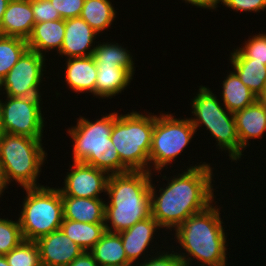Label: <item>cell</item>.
<instances>
[{
    "label": "cell",
    "instance_id": "cell-32",
    "mask_svg": "<svg viewBox=\"0 0 266 266\" xmlns=\"http://www.w3.org/2000/svg\"><path fill=\"white\" fill-rule=\"evenodd\" d=\"M24 240L18 219L0 218V255L8 254Z\"/></svg>",
    "mask_w": 266,
    "mask_h": 266
},
{
    "label": "cell",
    "instance_id": "cell-33",
    "mask_svg": "<svg viewBox=\"0 0 266 266\" xmlns=\"http://www.w3.org/2000/svg\"><path fill=\"white\" fill-rule=\"evenodd\" d=\"M175 246L172 245L171 248H166L170 249L172 251H166L163 250L164 246L160 247L161 249L153 254L152 256L148 257L142 262L137 263L135 266H187V264L178 256L176 251H174Z\"/></svg>",
    "mask_w": 266,
    "mask_h": 266
},
{
    "label": "cell",
    "instance_id": "cell-16",
    "mask_svg": "<svg viewBox=\"0 0 266 266\" xmlns=\"http://www.w3.org/2000/svg\"><path fill=\"white\" fill-rule=\"evenodd\" d=\"M240 146L245 150L251 139L263 137L266 131V103L257 99L253 104L234 113Z\"/></svg>",
    "mask_w": 266,
    "mask_h": 266
},
{
    "label": "cell",
    "instance_id": "cell-3",
    "mask_svg": "<svg viewBox=\"0 0 266 266\" xmlns=\"http://www.w3.org/2000/svg\"><path fill=\"white\" fill-rule=\"evenodd\" d=\"M152 174L128 171L109 175L106 186L108 201L105 202L106 231L120 233L151 216Z\"/></svg>",
    "mask_w": 266,
    "mask_h": 266
},
{
    "label": "cell",
    "instance_id": "cell-34",
    "mask_svg": "<svg viewBox=\"0 0 266 266\" xmlns=\"http://www.w3.org/2000/svg\"><path fill=\"white\" fill-rule=\"evenodd\" d=\"M35 23L62 19L50 0H31Z\"/></svg>",
    "mask_w": 266,
    "mask_h": 266
},
{
    "label": "cell",
    "instance_id": "cell-11",
    "mask_svg": "<svg viewBox=\"0 0 266 266\" xmlns=\"http://www.w3.org/2000/svg\"><path fill=\"white\" fill-rule=\"evenodd\" d=\"M69 167L63 187L58 186L61 196L101 198L99 194L106 193L109 175L105 171L81 162H73Z\"/></svg>",
    "mask_w": 266,
    "mask_h": 266
},
{
    "label": "cell",
    "instance_id": "cell-10",
    "mask_svg": "<svg viewBox=\"0 0 266 266\" xmlns=\"http://www.w3.org/2000/svg\"><path fill=\"white\" fill-rule=\"evenodd\" d=\"M46 59L27 49L3 78L4 95L10 97H41V83L46 71ZM45 68V69H44Z\"/></svg>",
    "mask_w": 266,
    "mask_h": 266
},
{
    "label": "cell",
    "instance_id": "cell-42",
    "mask_svg": "<svg viewBox=\"0 0 266 266\" xmlns=\"http://www.w3.org/2000/svg\"><path fill=\"white\" fill-rule=\"evenodd\" d=\"M0 266H9L5 255H0Z\"/></svg>",
    "mask_w": 266,
    "mask_h": 266
},
{
    "label": "cell",
    "instance_id": "cell-36",
    "mask_svg": "<svg viewBox=\"0 0 266 266\" xmlns=\"http://www.w3.org/2000/svg\"><path fill=\"white\" fill-rule=\"evenodd\" d=\"M222 5L237 12L259 13L266 9V0H222Z\"/></svg>",
    "mask_w": 266,
    "mask_h": 266
},
{
    "label": "cell",
    "instance_id": "cell-5",
    "mask_svg": "<svg viewBox=\"0 0 266 266\" xmlns=\"http://www.w3.org/2000/svg\"><path fill=\"white\" fill-rule=\"evenodd\" d=\"M154 113H141L132 110L121 115L114 111V124L111 141L121 163L129 171L149 172V153L154 129Z\"/></svg>",
    "mask_w": 266,
    "mask_h": 266
},
{
    "label": "cell",
    "instance_id": "cell-43",
    "mask_svg": "<svg viewBox=\"0 0 266 266\" xmlns=\"http://www.w3.org/2000/svg\"><path fill=\"white\" fill-rule=\"evenodd\" d=\"M1 91H4V88H3V79L2 78H0V95H2V93H4V92H1ZM2 99H0V101H1Z\"/></svg>",
    "mask_w": 266,
    "mask_h": 266
},
{
    "label": "cell",
    "instance_id": "cell-30",
    "mask_svg": "<svg viewBox=\"0 0 266 266\" xmlns=\"http://www.w3.org/2000/svg\"><path fill=\"white\" fill-rule=\"evenodd\" d=\"M241 47L230 52L229 59H253V62L266 65V34L260 33L250 36Z\"/></svg>",
    "mask_w": 266,
    "mask_h": 266
},
{
    "label": "cell",
    "instance_id": "cell-15",
    "mask_svg": "<svg viewBox=\"0 0 266 266\" xmlns=\"http://www.w3.org/2000/svg\"><path fill=\"white\" fill-rule=\"evenodd\" d=\"M196 132L202 125L209 130V133L216 140V148L219 151L228 153L229 160L235 163L241 161L244 149L240 146V141L236 130L235 117H223L214 120H190Z\"/></svg>",
    "mask_w": 266,
    "mask_h": 266
},
{
    "label": "cell",
    "instance_id": "cell-35",
    "mask_svg": "<svg viewBox=\"0 0 266 266\" xmlns=\"http://www.w3.org/2000/svg\"><path fill=\"white\" fill-rule=\"evenodd\" d=\"M62 19L80 17L85 0H50Z\"/></svg>",
    "mask_w": 266,
    "mask_h": 266
},
{
    "label": "cell",
    "instance_id": "cell-23",
    "mask_svg": "<svg viewBox=\"0 0 266 266\" xmlns=\"http://www.w3.org/2000/svg\"><path fill=\"white\" fill-rule=\"evenodd\" d=\"M222 83L221 102L232 113L253 104L258 97L243 84L238 75L229 71Z\"/></svg>",
    "mask_w": 266,
    "mask_h": 266
},
{
    "label": "cell",
    "instance_id": "cell-9",
    "mask_svg": "<svg viewBox=\"0 0 266 266\" xmlns=\"http://www.w3.org/2000/svg\"><path fill=\"white\" fill-rule=\"evenodd\" d=\"M3 97L6 99L0 101V112L5 133L43 139L46 118L42 113V98Z\"/></svg>",
    "mask_w": 266,
    "mask_h": 266
},
{
    "label": "cell",
    "instance_id": "cell-19",
    "mask_svg": "<svg viewBox=\"0 0 266 266\" xmlns=\"http://www.w3.org/2000/svg\"><path fill=\"white\" fill-rule=\"evenodd\" d=\"M65 35V19L35 23L28 37V49L36 51L46 57V53L57 51L62 48ZM51 50V51H50Z\"/></svg>",
    "mask_w": 266,
    "mask_h": 266
},
{
    "label": "cell",
    "instance_id": "cell-2",
    "mask_svg": "<svg viewBox=\"0 0 266 266\" xmlns=\"http://www.w3.org/2000/svg\"><path fill=\"white\" fill-rule=\"evenodd\" d=\"M216 202L204 211L188 217L175 230L174 243L179 244L176 246V253L187 266L195 265L192 262L194 259L197 266L228 264V232H225L227 230H224V222L220 216L221 206L216 205ZM177 247L180 252H177Z\"/></svg>",
    "mask_w": 266,
    "mask_h": 266
},
{
    "label": "cell",
    "instance_id": "cell-12",
    "mask_svg": "<svg viewBox=\"0 0 266 266\" xmlns=\"http://www.w3.org/2000/svg\"><path fill=\"white\" fill-rule=\"evenodd\" d=\"M162 229L158 222L152 217H148L143 219L137 223H135L129 229L120 232V237L122 239L123 248L125 250V254L127 259L135 266L140 261H144L151 254L147 253H157L152 249L155 246L151 245L154 241L157 230L160 231ZM151 243V244H150ZM149 246L150 247L149 249ZM150 250L151 252H149ZM153 251V252H152ZM146 255V256H145ZM149 255V256H148ZM143 256V257H142ZM140 257V258H139ZM142 257V259H141Z\"/></svg>",
    "mask_w": 266,
    "mask_h": 266
},
{
    "label": "cell",
    "instance_id": "cell-22",
    "mask_svg": "<svg viewBox=\"0 0 266 266\" xmlns=\"http://www.w3.org/2000/svg\"><path fill=\"white\" fill-rule=\"evenodd\" d=\"M89 252L99 266H134L127 259L119 233L106 231Z\"/></svg>",
    "mask_w": 266,
    "mask_h": 266
},
{
    "label": "cell",
    "instance_id": "cell-1",
    "mask_svg": "<svg viewBox=\"0 0 266 266\" xmlns=\"http://www.w3.org/2000/svg\"><path fill=\"white\" fill-rule=\"evenodd\" d=\"M201 163L193 165L192 162V165L186 167L187 169L168 179L164 174L162 179L168 182L159 190H156L157 186L153 184L152 175L151 216L163 230L175 231L188 217L204 211L215 202L216 189L213 188L215 168H212L210 163Z\"/></svg>",
    "mask_w": 266,
    "mask_h": 266
},
{
    "label": "cell",
    "instance_id": "cell-29",
    "mask_svg": "<svg viewBox=\"0 0 266 266\" xmlns=\"http://www.w3.org/2000/svg\"><path fill=\"white\" fill-rule=\"evenodd\" d=\"M27 49L25 39L0 35V78L7 75Z\"/></svg>",
    "mask_w": 266,
    "mask_h": 266
},
{
    "label": "cell",
    "instance_id": "cell-27",
    "mask_svg": "<svg viewBox=\"0 0 266 266\" xmlns=\"http://www.w3.org/2000/svg\"><path fill=\"white\" fill-rule=\"evenodd\" d=\"M230 67L239 79L258 98L263 94L266 85V65L253 62V59H229Z\"/></svg>",
    "mask_w": 266,
    "mask_h": 266
},
{
    "label": "cell",
    "instance_id": "cell-44",
    "mask_svg": "<svg viewBox=\"0 0 266 266\" xmlns=\"http://www.w3.org/2000/svg\"><path fill=\"white\" fill-rule=\"evenodd\" d=\"M258 99H266V85L263 94Z\"/></svg>",
    "mask_w": 266,
    "mask_h": 266
},
{
    "label": "cell",
    "instance_id": "cell-14",
    "mask_svg": "<svg viewBox=\"0 0 266 266\" xmlns=\"http://www.w3.org/2000/svg\"><path fill=\"white\" fill-rule=\"evenodd\" d=\"M96 36L100 35L81 17L65 19V35L58 56H65V59L92 56L96 47Z\"/></svg>",
    "mask_w": 266,
    "mask_h": 266
},
{
    "label": "cell",
    "instance_id": "cell-24",
    "mask_svg": "<svg viewBox=\"0 0 266 266\" xmlns=\"http://www.w3.org/2000/svg\"><path fill=\"white\" fill-rule=\"evenodd\" d=\"M192 116L190 120H214L223 117H234V113L218 99L217 95L208 86H199L198 93L191 99Z\"/></svg>",
    "mask_w": 266,
    "mask_h": 266
},
{
    "label": "cell",
    "instance_id": "cell-18",
    "mask_svg": "<svg viewBox=\"0 0 266 266\" xmlns=\"http://www.w3.org/2000/svg\"><path fill=\"white\" fill-rule=\"evenodd\" d=\"M34 25L31 0H10L3 14L1 35L27 40Z\"/></svg>",
    "mask_w": 266,
    "mask_h": 266
},
{
    "label": "cell",
    "instance_id": "cell-39",
    "mask_svg": "<svg viewBox=\"0 0 266 266\" xmlns=\"http://www.w3.org/2000/svg\"><path fill=\"white\" fill-rule=\"evenodd\" d=\"M9 183L7 182L5 173H4V168L2 166V163L0 161V198H2L1 196H3L5 189L8 188ZM3 193V194H2Z\"/></svg>",
    "mask_w": 266,
    "mask_h": 266
},
{
    "label": "cell",
    "instance_id": "cell-8",
    "mask_svg": "<svg viewBox=\"0 0 266 266\" xmlns=\"http://www.w3.org/2000/svg\"><path fill=\"white\" fill-rule=\"evenodd\" d=\"M174 116L176 115L169 112H160L159 116L155 114L149 153L150 173L158 172L161 175L163 168L176 161L197 134L188 117L180 119Z\"/></svg>",
    "mask_w": 266,
    "mask_h": 266
},
{
    "label": "cell",
    "instance_id": "cell-4",
    "mask_svg": "<svg viewBox=\"0 0 266 266\" xmlns=\"http://www.w3.org/2000/svg\"><path fill=\"white\" fill-rule=\"evenodd\" d=\"M77 124L67 129L72 140V162H81L108 175L120 174L129 170L121 163L119 154L111 141L114 112L105 114L93 122L79 116Z\"/></svg>",
    "mask_w": 266,
    "mask_h": 266
},
{
    "label": "cell",
    "instance_id": "cell-7",
    "mask_svg": "<svg viewBox=\"0 0 266 266\" xmlns=\"http://www.w3.org/2000/svg\"><path fill=\"white\" fill-rule=\"evenodd\" d=\"M23 190L26 196L22 201L18 221L24 240L36 241L60 229L64 219L60 190L47 185Z\"/></svg>",
    "mask_w": 266,
    "mask_h": 266
},
{
    "label": "cell",
    "instance_id": "cell-41",
    "mask_svg": "<svg viewBox=\"0 0 266 266\" xmlns=\"http://www.w3.org/2000/svg\"><path fill=\"white\" fill-rule=\"evenodd\" d=\"M4 134H5V129L3 126V118H2L1 112H0V141H1L2 137L4 136Z\"/></svg>",
    "mask_w": 266,
    "mask_h": 266
},
{
    "label": "cell",
    "instance_id": "cell-40",
    "mask_svg": "<svg viewBox=\"0 0 266 266\" xmlns=\"http://www.w3.org/2000/svg\"><path fill=\"white\" fill-rule=\"evenodd\" d=\"M10 0H0V35H1V25H2V19L3 14L9 4Z\"/></svg>",
    "mask_w": 266,
    "mask_h": 266
},
{
    "label": "cell",
    "instance_id": "cell-17",
    "mask_svg": "<svg viewBox=\"0 0 266 266\" xmlns=\"http://www.w3.org/2000/svg\"><path fill=\"white\" fill-rule=\"evenodd\" d=\"M63 69L66 86L73 92L92 93L95 97L97 65L93 56L73 57L65 60Z\"/></svg>",
    "mask_w": 266,
    "mask_h": 266
},
{
    "label": "cell",
    "instance_id": "cell-38",
    "mask_svg": "<svg viewBox=\"0 0 266 266\" xmlns=\"http://www.w3.org/2000/svg\"><path fill=\"white\" fill-rule=\"evenodd\" d=\"M185 3H189L192 6H196L197 8L216 10L220 4H222V0H182ZM221 2V3H220ZM219 4V5H218Z\"/></svg>",
    "mask_w": 266,
    "mask_h": 266
},
{
    "label": "cell",
    "instance_id": "cell-6",
    "mask_svg": "<svg viewBox=\"0 0 266 266\" xmlns=\"http://www.w3.org/2000/svg\"><path fill=\"white\" fill-rule=\"evenodd\" d=\"M43 139L5 133L0 141V161L7 182H16L23 188L41 187L38 178L47 161Z\"/></svg>",
    "mask_w": 266,
    "mask_h": 266
},
{
    "label": "cell",
    "instance_id": "cell-20",
    "mask_svg": "<svg viewBox=\"0 0 266 266\" xmlns=\"http://www.w3.org/2000/svg\"><path fill=\"white\" fill-rule=\"evenodd\" d=\"M64 219L87 223L105 222L103 198L62 196Z\"/></svg>",
    "mask_w": 266,
    "mask_h": 266
},
{
    "label": "cell",
    "instance_id": "cell-21",
    "mask_svg": "<svg viewBox=\"0 0 266 266\" xmlns=\"http://www.w3.org/2000/svg\"><path fill=\"white\" fill-rule=\"evenodd\" d=\"M134 75L126 68L97 65L96 98L112 99L124 92Z\"/></svg>",
    "mask_w": 266,
    "mask_h": 266
},
{
    "label": "cell",
    "instance_id": "cell-28",
    "mask_svg": "<svg viewBox=\"0 0 266 266\" xmlns=\"http://www.w3.org/2000/svg\"><path fill=\"white\" fill-rule=\"evenodd\" d=\"M110 0H85L80 17L98 34L111 28L117 11Z\"/></svg>",
    "mask_w": 266,
    "mask_h": 266
},
{
    "label": "cell",
    "instance_id": "cell-25",
    "mask_svg": "<svg viewBox=\"0 0 266 266\" xmlns=\"http://www.w3.org/2000/svg\"><path fill=\"white\" fill-rule=\"evenodd\" d=\"M60 229L87 252L93 248L106 232L104 223L77 222L68 219H63Z\"/></svg>",
    "mask_w": 266,
    "mask_h": 266
},
{
    "label": "cell",
    "instance_id": "cell-37",
    "mask_svg": "<svg viewBox=\"0 0 266 266\" xmlns=\"http://www.w3.org/2000/svg\"><path fill=\"white\" fill-rule=\"evenodd\" d=\"M68 266H99L90 252L84 251L76 257Z\"/></svg>",
    "mask_w": 266,
    "mask_h": 266
},
{
    "label": "cell",
    "instance_id": "cell-31",
    "mask_svg": "<svg viewBox=\"0 0 266 266\" xmlns=\"http://www.w3.org/2000/svg\"><path fill=\"white\" fill-rule=\"evenodd\" d=\"M5 257L9 266H42L38 245L31 240H23Z\"/></svg>",
    "mask_w": 266,
    "mask_h": 266
},
{
    "label": "cell",
    "instance_id": "cell-13",
    "mask_svg": "<svg viewBox=\"0 0 266 266\" xmlns=\"http://www.w3.org/2000/svg\"><path fill=\"white\" fill-rule=\"evenodd\" d=\"M35 242L39 248L42 266H68L84 252L61 229L44 235Z\"/></svg>",
    "mask_w": 266,
    "mask_h": 266
},
{
    "label": "cell",
    "instance_id": "cell-26",
    "mask_svg": "<svg viewBox=\"0 0 266 266\" xmlns=\"http://www.w3.org/2000/svg\"><path fill=\"white\" fill-rule=\"evenodd\" d=\"M96 42L93 52L96 65L122 67L128 69L133 75L135 74V63L133 55L124 45L113 42ZM116 43V44H115ZM98 44V45H97Z\"/></svg>",
    "mask_w": 266,
    "mask_h": 266
}]
</instances>
